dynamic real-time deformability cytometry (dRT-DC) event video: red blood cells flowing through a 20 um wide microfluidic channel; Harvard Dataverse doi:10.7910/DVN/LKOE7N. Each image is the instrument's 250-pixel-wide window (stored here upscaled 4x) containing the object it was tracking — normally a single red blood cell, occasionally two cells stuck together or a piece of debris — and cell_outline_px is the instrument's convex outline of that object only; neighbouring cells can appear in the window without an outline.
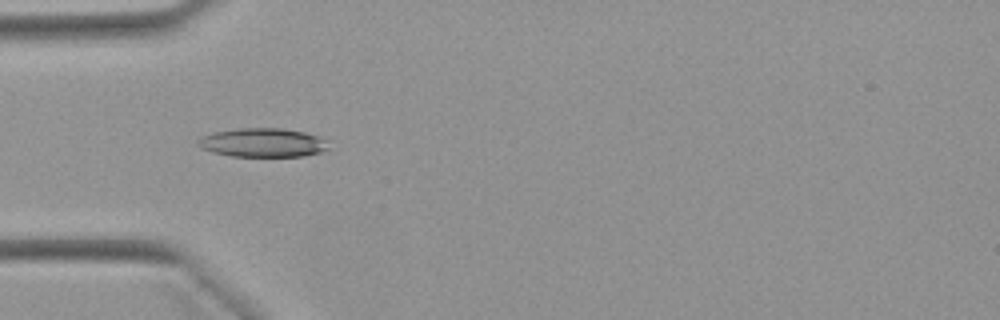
{"species": "Egyptian fruit bat (a non-hibernating species)", "species_latin": "Rousettus aegyptiacus", "temperature_condition": "warm", "stored_images_in_passage": 52, "camera_frame_rate_fps": 3000, "um_per_image_px": 0.085, "animal": {"sex": "female"}, "frame": {"image": 1, "passage_image": 16, "time_ms": 5.0, "image_size_px": [1000, 320], "cell_outline_px": [[328, 148], [320, 152], [304, 156], [232, 156], [212, 152], [200, 148], [196, 144], [196, 140], [200, 136], [212, 132], [236, 128], [280, 128], [304, 132], [320, 136], [324, 140]], "centroid_in_image_um": [22.25, 12.11], "position_along_channel_um": 62.7, "area_um2": 22.08}}
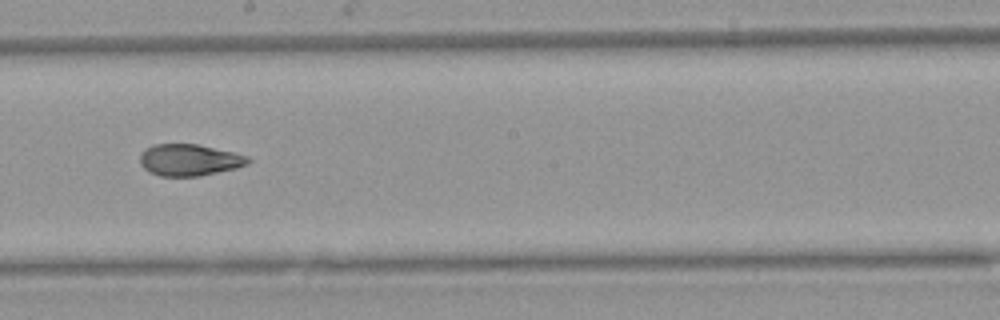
{"frame": {"image": 2, "passage_image": 29, "time_ms": 9.333, "image_size_px": [1000, 320], "cell_outline_px": [[252, 160], [248, 164], [236, 168], [200, 176], [160, 176], [148, 172], [140, 164], [140, 156], [144, 148], [152, 144], [196, 144], [232, 152], [248, 156]], "centroid_in_image_um": [16.07, 13.6], "position_along_channel_um": 232.1, "area_um2": 20.0}}
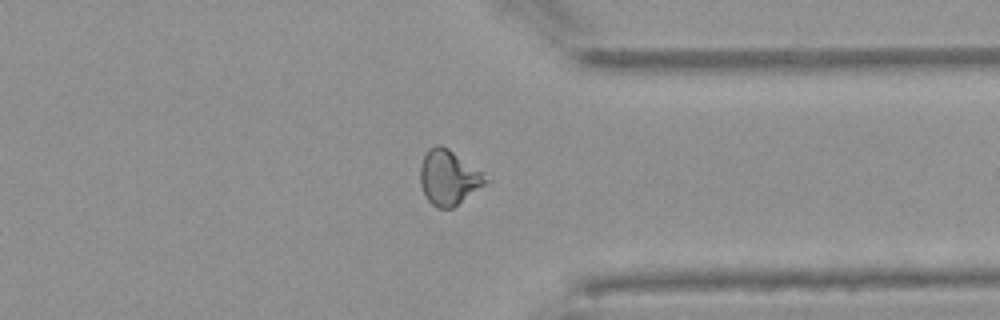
{"frame": {"image": 3, "passage_image": 40, "time_ms": 13.0, "image_size_px": [1000, 320], "cell_outline_px": [[492, 180], [452, 208], [436, 208], [424, 196], [420, 184], [420, 164], [428, 148], [436, 144], [440, 144], [448, 148], [484, 172]], "centroid_in_image_um": [38.15, 15.08], "position_along_channel_um": 373.2, "area_um2": 21.27}, "authors_computed_cell_mechanics": {"area_um2": 21.1548, "velocity_mm_per_s": 3.9397, "shape_relaxation_time_tau1_ms": 7.6781, "shape_relaxation_time_tau2_ms": 2.5896, "deformation_change_tau1": 0.2115, "deformation_change_tau2": 0.0961}}